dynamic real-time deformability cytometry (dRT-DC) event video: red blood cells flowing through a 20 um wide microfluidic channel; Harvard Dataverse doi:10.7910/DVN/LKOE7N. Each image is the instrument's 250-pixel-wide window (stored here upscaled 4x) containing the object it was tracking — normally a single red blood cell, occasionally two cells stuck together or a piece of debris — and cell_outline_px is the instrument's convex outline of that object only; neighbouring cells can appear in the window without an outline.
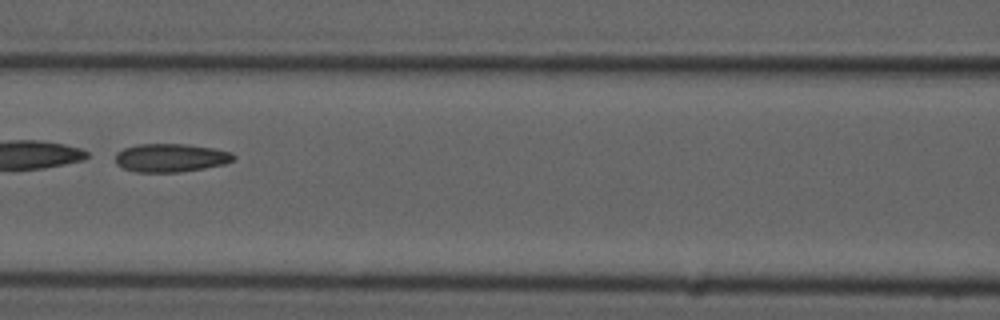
{"species": "common noctule bat (a hibernating species)", "species_latin": "Nyctalus noctula", "temperature_condition": "cold", "stored_images_in_passage": 7, "camera_frame_rate_fps": 3000, "um_per_image_px": 0.085, "animal": {"sex": "male", "forearm_length_mm": 52.5}, "frame": {"image": 1, "passage_image": 7, "time_ms": 7.0, "image_size_px": [1000, 320], "cell_outline_px": [[236, 160], [224, 164], [204, 168], [180, 172], [136, 172], [124, 168], [116, 164], [116, 152], [124, 148], [136, 144], [184, 144], [212, 148], [232, 152], [236, 156]], "centroid_in_image_um": [14.52, 13.41], "position_along_channel_um": 152.1, "area_um2": 19.59}}